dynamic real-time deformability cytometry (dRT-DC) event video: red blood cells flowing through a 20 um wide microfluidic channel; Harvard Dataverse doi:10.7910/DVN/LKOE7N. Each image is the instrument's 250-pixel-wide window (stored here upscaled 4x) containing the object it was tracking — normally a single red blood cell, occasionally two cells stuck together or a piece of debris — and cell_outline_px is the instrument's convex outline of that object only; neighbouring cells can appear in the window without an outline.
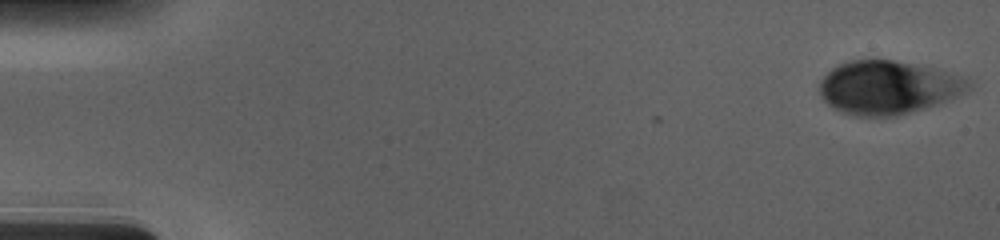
{"species": "human", "species_latin": "Homo sapiens", "temperature_condition": "cold", "stored_images_in_passage": 56, "camera_frame_rate_fps": 3000, "um_per_image_px": 0.085, "donor": {"sex": "male"}, "frame": {"image": 1, "passage_image": 1, "time_ms": 0.0, "image_size_px": [1000, 240], "cell_outline_px": [[972, 88], [936, 104], [924, 108], [896, 116], [856, 116], [840, 112], [832, 108], [820, 96], [820, 80], [836, 64], [852, 60], [892, 60], [932, 68], [956, 76], [972, 84]], "centroid_in_image_um": [75.38, 7.44], "position_along_channel_um": 9.6, "area_um2": 45.66}}
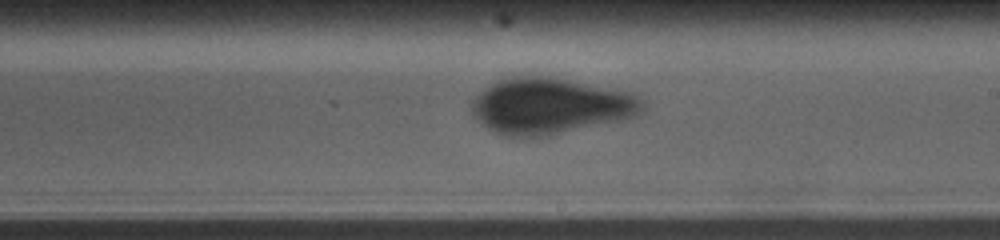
{"frame": {"image": 2, "passage_image": 33, "time_ms": 10.667, "image_size_px": [1000, 240], "cell_outline_px": [[644, 112], [636, 116], [620, 120], [548, 136], [512, 140], [500, 136], [492, 132], [472, 116], [472, 100], [484, 88], [500, 80], [516, 76], [524, 76], [568, 80], [636, 92], [644, 100]], "centroid_in_image_um": [46.78, 9.06], "position_along_channel_um": 242.2, "area_um2": 56.47}}
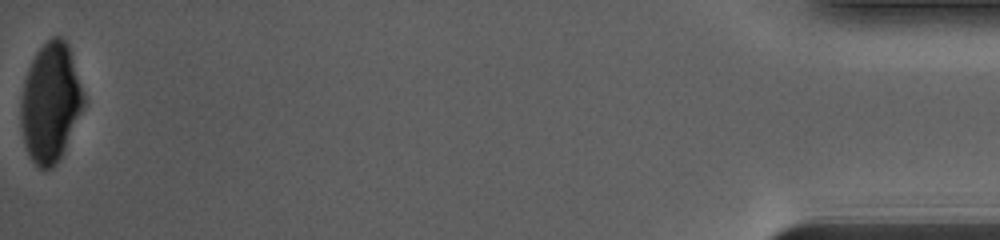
{"frame": {"image": 3, "passage_image": 56, "time_ms": 18.333, "image_size_px": [1000, 240], "cell_outline_px": [[84, 104], [64, 148], [56, 164], [52, 168], [40, 168], [28, 156], [24, 144], [20, 128], [20, 100], [24, 80], [28, 68], [36, 52], [52, 36], [60, 36], [68, 44], [84, 96]], "centroid_in_image_um": [4.24, 8.71], "position_along_channel_um": 431.0, "area_um2": 43.12}}